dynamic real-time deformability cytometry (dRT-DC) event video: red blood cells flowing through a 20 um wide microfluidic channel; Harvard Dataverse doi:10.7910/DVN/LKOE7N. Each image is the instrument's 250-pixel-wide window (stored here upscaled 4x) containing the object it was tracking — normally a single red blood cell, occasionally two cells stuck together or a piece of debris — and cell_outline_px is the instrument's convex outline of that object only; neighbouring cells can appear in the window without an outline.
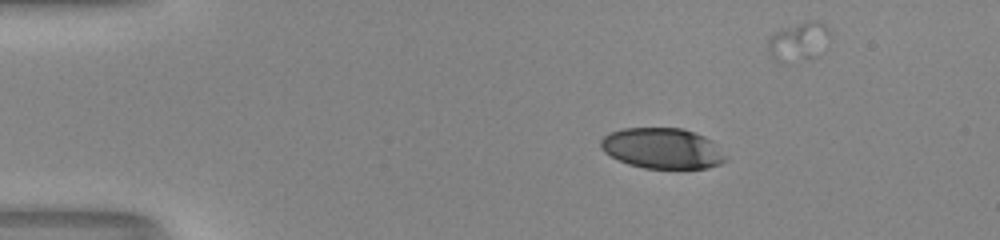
{"species": "human", "species_latin": "Homo sapiens", "temperature_condition": "room temperature", "stored_images_in_passage": 35, "camera_frame_rate_fps": 3000, "um_per_image_px": 0.085, "donor": {"sex": "male"}, "frame": {"image": 1, "passage_image": 1, "time_ms": 0.0, "image_size_px": [1000, 240], "cell_outline_px": [[728, 160], [720, 164], [708, 168], [644, 168], [628, 164], [604, 152], [600, 148], [600, 140], [608, 132], [624, 128], [680, 128], [704, 136], [712, 140]], "centroid_in_image_um": [56.28, 12.61], "position_along_channel_um": 28.7, "area_um2": 29.48}}
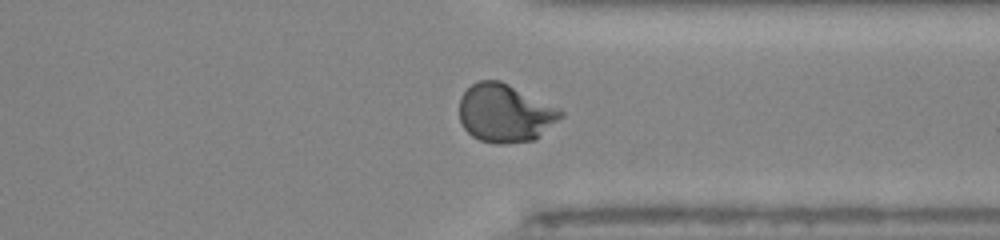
{"frame": {"image": 2, "passage_image": 32, "time_ms": 10.333, "image_size_px": [1000, 240], "cell_outline_px": [[564, 116], [536, 140], [504, 144], [496, 144], [480, 140], [472, 136], [464, 128], [460, 120], [460, 96], [472, 84], [480, 80], [500, 80], [564, 112]], "centroid_in_image_um": [42.91, 9.64], "position_along_channel_um": 368.5, "area_um2": 34.16}}